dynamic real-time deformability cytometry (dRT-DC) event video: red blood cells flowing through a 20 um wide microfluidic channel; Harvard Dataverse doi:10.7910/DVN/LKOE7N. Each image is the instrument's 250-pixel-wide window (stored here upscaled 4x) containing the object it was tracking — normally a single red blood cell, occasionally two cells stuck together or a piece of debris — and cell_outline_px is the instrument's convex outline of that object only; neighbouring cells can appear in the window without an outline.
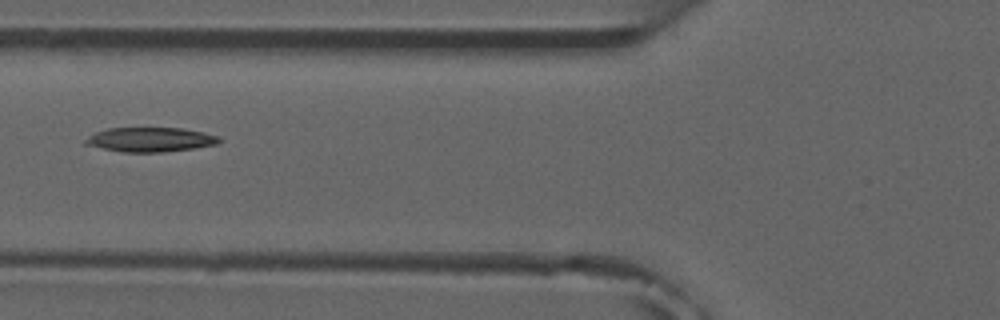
{"species": "common noctule bat (a hibernating species)", "species_latin": "Nyctalus noctula", "temperature_condition": "room temperature", "stored_images_in_passage": 5, "camera_frame_rate_fps": 3000, "um_per_image_px": 0.085, "animal": {"sex": "male", "forearm_length_mm": 52.5}, "frame": {"image": 1, "passage_image": 4, "time_ms": 3.667, "image_size_px": [1000, 320], "cell_outline_px": [[224, 140], [216, 144], [196, 148], [160, 152], [124, 152], [84, 144], [84, 140], [96, 132], [108, 128], [184, 128], [204, 132], [220, 136]], "centroid_in_image_um": [12.85, 11.86], "position_along_channel_um": 112.9, "area_um2": 19.02}}
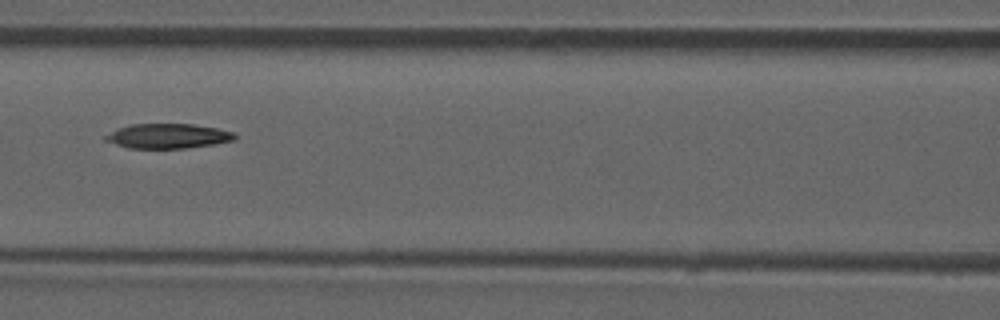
{"frame": {"image": 2, "passage_image": 5, "time_ms": 4.667, "image_size_px": [1000, 320], "cell_outline_px": [[236, 140], [188, 148], [128, 148], [104, 140], [104, 136], [120, 128], [132, 124], [192, 124], [216, 128], [232, 132], [236, 136]], "centroid_in_image_um": [14.28, 11.57], "position_along_channel_um": 152.3, "area_um2": 18.38}}